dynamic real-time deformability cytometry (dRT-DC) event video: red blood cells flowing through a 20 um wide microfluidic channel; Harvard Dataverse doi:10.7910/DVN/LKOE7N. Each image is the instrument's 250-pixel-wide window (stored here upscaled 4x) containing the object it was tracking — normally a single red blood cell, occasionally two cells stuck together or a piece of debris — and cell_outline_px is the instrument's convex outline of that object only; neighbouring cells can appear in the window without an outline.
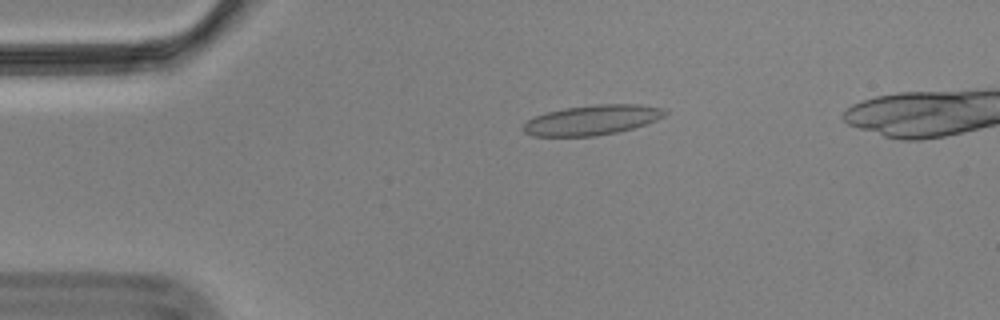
{"species": "Egyptian fruit bat (a non-hibernating species)", "species_latin": "Rousettus aegyptiacus", "temperature_condition": "cold", "stored_images_in_passage": 54, "camera_frame_rate_fps": 3000, "um_per_image_px": 0.085, "animal": {"sex": "male"}, "frame": {"image": 1, "passage_image": 12, "time_ms": 3.667, "image_size_px": [1000, 320], "cell_outline_px": [[668, 112], [664, 116], [656, 120], [632, 128], [616, 132], [596, 136], [532, 136], [524, 132], [520, 128], [528, 120], [536, 116], [548, 112], [564, 108], [596, 104], [636, 104], [664, 108]], "centroid_in_image_um": [50.31, 10.2], "position_along_channel_um": 34.7, "area_um2": 24.62}}
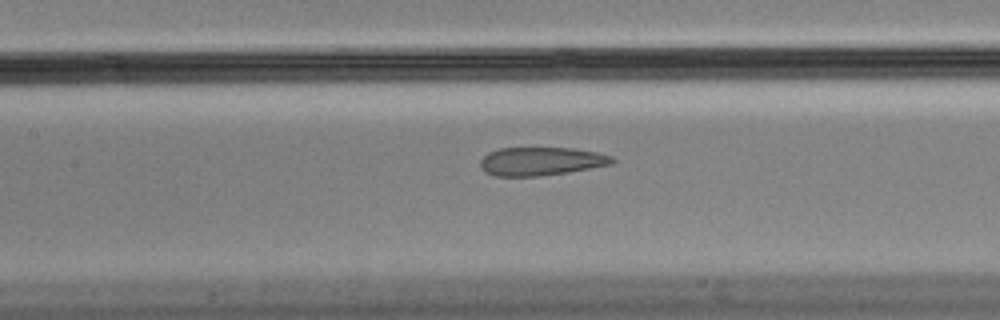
{"frame": {"image": 2, "passage_image": 26, "time_ms": 8.333, "image_size_px": [1000, 320], "cell_outline_px": [[616, 160], [612, 164], [568, 172], [540, 176], [496, 176], [484, 172], [480, 168], [480, 160], [488, 152], [500, 148], [572, 148], [596, 152], [612, 156]], "centroid_in_image_um": [45.96, 13.71], "position_along_channel_um": 161.4, "area_um2": 21.85}}
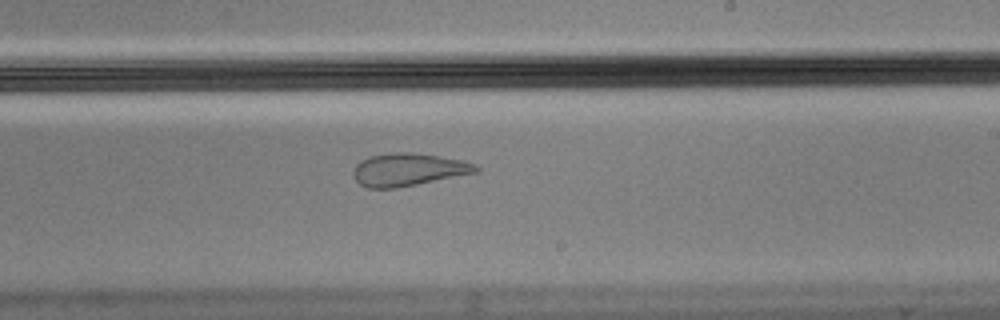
{"frame": {"image": 3, "passage_image": 34, "time_ms": 11.0, "image_size_px": [1000, 320], "cell_outline_px": [[480, 172], [396, 188], [368, 188], [360, 184], [352, 176], [352, 172], [356, 164], [360, 160], [372, 156], [392, 152], [412, 152], [440, 156], [464, 160], [476, 164], [480, 168]], "centroid_in_image_um": [34.73, 14.41], "position_along_channel_um": 254.3, "area_um2": 23.58}}